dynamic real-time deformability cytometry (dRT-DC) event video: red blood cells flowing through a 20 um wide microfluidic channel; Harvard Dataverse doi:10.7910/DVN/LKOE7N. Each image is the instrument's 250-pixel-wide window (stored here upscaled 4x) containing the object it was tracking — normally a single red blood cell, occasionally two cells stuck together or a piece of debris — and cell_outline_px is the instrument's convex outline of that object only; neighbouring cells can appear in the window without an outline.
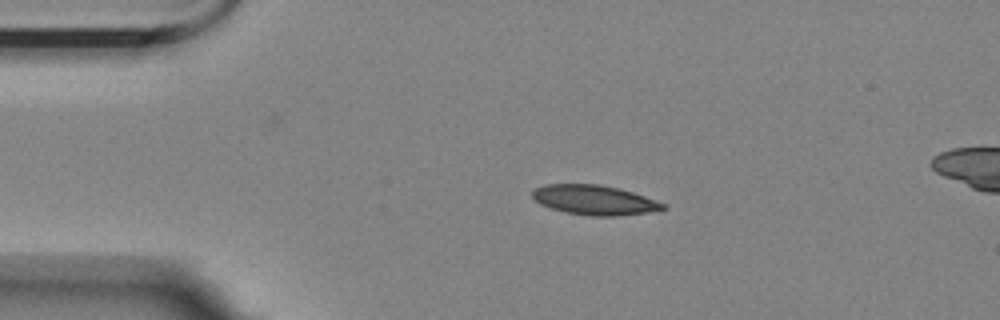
{"species": "Egyptian fruit bat (a non-hibernating species)", "species_latin": "Rousettus aegyptiacus", "temperature_condition": "room temperature", "stored_images_in_passage": 4, "segment_of_instrument_passage": [1, 2], "camera_frame_rate_fps": 3000, "um_per_image_px": 0.085, "animal": {"sex": "female"}, "frame": {"image": 1, "passage_image": 2, "time_ms": 0.333, "image_size_px": [1000, 320], "cell_outline_px": [[668, 208], [648, 212], [616, 216], [592, 216], [564, 212], [540, 204], [532, 196], [532, 192], [536, 188], [544, 184], [600, 184], [620, 188], [668, 204]], "centroid_in_image_um": [50.55, 17.0], "position_along_channel_um": 34.4, "area_um2": 22.66}}